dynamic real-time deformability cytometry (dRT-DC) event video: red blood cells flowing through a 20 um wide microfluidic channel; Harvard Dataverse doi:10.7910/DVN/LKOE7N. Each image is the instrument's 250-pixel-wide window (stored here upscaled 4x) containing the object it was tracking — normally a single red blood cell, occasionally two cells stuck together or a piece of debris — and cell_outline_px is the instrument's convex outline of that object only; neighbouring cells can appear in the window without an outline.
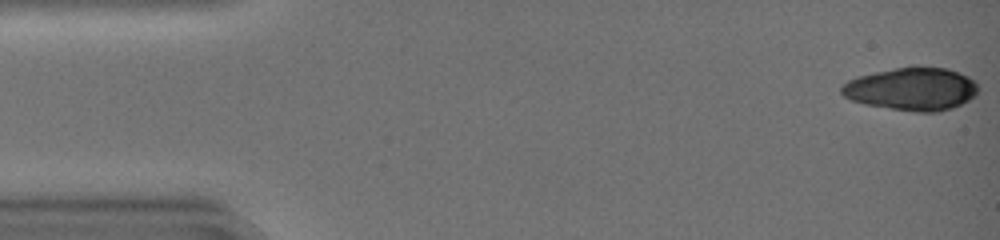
{"species": "common noctule bat (a hibernating species)", "species_latin": "Nyctalus noctula", "temperature_condition": "warm", "stored_images_in_passage": 16, "camera_frame_rate_fps": 3000, "um_per_image_px": 0.085, "animal": {"sex": "female", "body_mass_g": 19.0, "forearm_length_mm": 51.5}, "frame": {"image": 1, "passage_image": 1, "time_ms": 0.0, "image_size_px": [1000, 240], "cell_outline_px": [[976, 92], [968, 100], [952, 108], [936, 112], [916, 112], [864, 104], [852, 100], [844, 96], [840, 92], [840, 88], [848, 80], [856, 76], [912, 64], [916, 64], [948, 68], [968, 76], [976, 84]], "centroid_in_image_um": [77.47, 7.52], "position_along_channel_um": 7.5, "area_um2": 34.45}}